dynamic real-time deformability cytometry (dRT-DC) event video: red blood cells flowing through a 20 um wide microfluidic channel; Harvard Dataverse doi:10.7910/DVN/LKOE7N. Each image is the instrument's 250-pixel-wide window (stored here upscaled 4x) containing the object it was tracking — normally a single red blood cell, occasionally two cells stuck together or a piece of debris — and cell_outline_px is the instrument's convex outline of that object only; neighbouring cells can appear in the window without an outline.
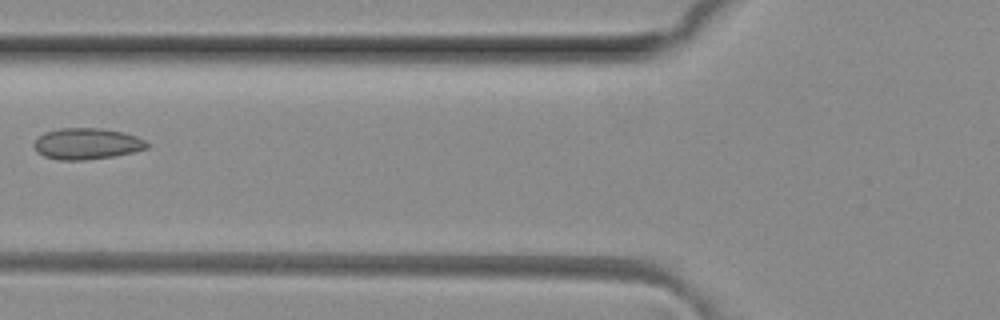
{"species": "common noctule bat (a hibernating species)", "species_latin": "Nyctalus noctula", "temperature_condition": "room temperature", "stored_images_in_passage": 4, "camera_frame_rate_fps": 3000, "um_per_image_px": 0.085, "animal": {"sex": "female", "body_mass_g": 29.2, "forearm_length_mm": 56.3}, "frame": {"image": 1, "passage_image": 3, "time_ms": 0.667, "image_size_px": [1000, 320], "cell_outline_px": [[148, 148], [132, 152], [112, 156], [84, 160], [60, 160], [44, 156], [36, 152], [32, 144], [44, 132], [60, 128], [104, 128], [136, 136], [144, 140], [148, 144]], "centroid_in_image_um": [7.34, 12.21], "position_along_channel_um": 118.5, "area_um2": 20.46}}
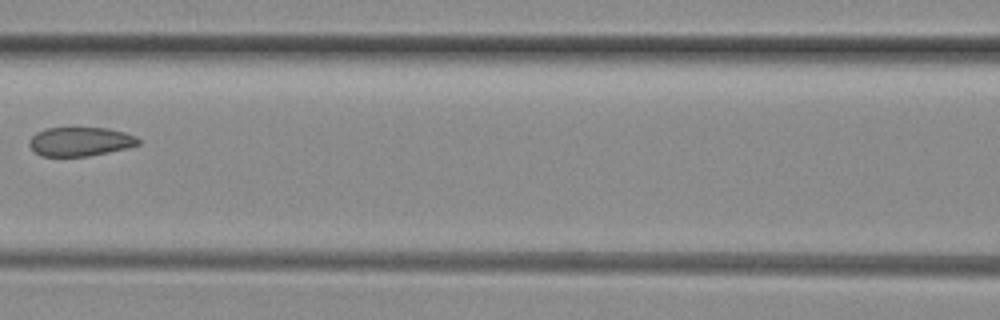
{"frame": {"image": 2, "passage_image": 4, "time_ms": 1.0, "image_size_px": [1000, 320], "cell_outline_px": [[140, 144], [128, 148], [88, 156], [40, 156], [28, 144], [28, 140], [36, 132], [44, 128], [108, 128], [124, 132], [136, 136], [140, 140]], "centroid_in_image_um": [6.82, 12.03], "position_along_channel_um": 159.8, "area_um2": 18.5}}